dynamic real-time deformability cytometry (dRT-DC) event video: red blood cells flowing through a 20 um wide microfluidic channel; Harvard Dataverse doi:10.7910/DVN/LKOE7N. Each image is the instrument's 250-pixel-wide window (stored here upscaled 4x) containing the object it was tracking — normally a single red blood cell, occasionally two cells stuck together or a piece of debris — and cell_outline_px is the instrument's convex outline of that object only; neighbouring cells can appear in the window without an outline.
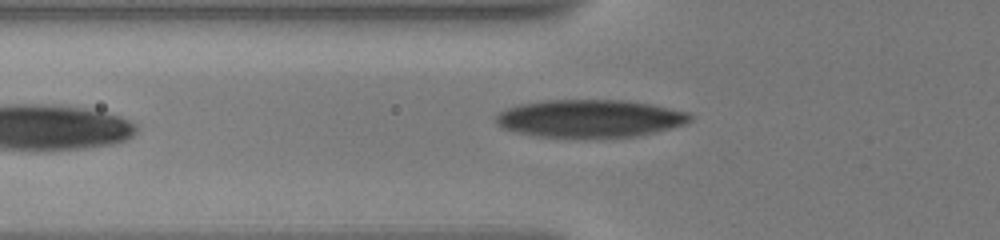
{"species": "human", "species_latin": "Homo sapiens", "temperature_condition": "warm", "stored_images_in_passage": 4, "camera_frame_rate_fps": 3000, "um_per_image_px": 0.085, "donor": {"sex": "male"}, "frame": {"image": 1, "passage_image": 4, "time_ms": 2.333, "image_size_px": [1000, 240], "cell_outline_px": [[692, 120], [684, 124], [672, 128], [656, 132], [636, 136], [536, 136], [516, 132], [500, 128], [496, 124], [496, 116], [500, 112], [516, 104], [544, 100], [628, 100], [652, 104], [688, 112], [692, 116]], "centroid_in_image_um": [50.13, 10.05], "position_along_channel_um": 75.7, "area_um2": 42.48}}